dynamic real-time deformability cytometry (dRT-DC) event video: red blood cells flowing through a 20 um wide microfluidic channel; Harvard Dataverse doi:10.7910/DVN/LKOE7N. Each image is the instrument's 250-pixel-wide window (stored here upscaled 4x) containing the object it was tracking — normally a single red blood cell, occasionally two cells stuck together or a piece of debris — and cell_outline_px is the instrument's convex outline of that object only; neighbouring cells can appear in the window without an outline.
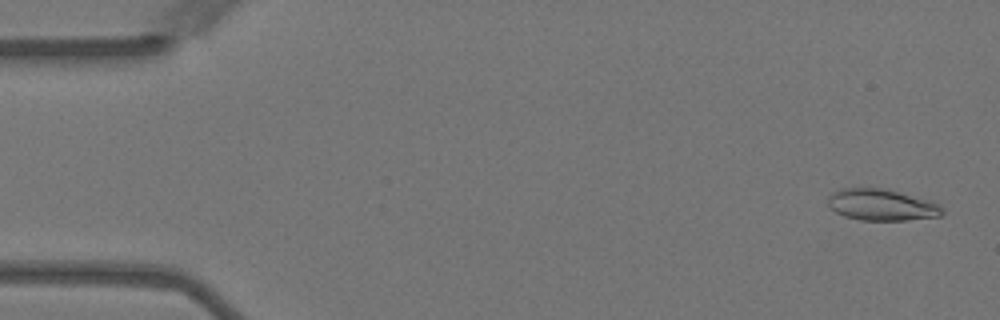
{"species": "Egyptian fruit bat (a non-hibernating species)", "species_latin": "Rousettus aegyptiacus", "temperature_condition": "warm", "stored_images_in_passage": 52, "camera_frame_rate_fps": 3000, "um_per_image_px": 0.085, "animal": {"sex": "female"}, "frame": {"image": 1, "passage_image": 1, "time_ms": 0.0, "image_size_px": [1000, 320], "cell_outline_px": [[944, 212], [940, 216], [908, 220], [860, 220], [844, 216], [828, 208], [828, 196], [832, 192], [840, 188], [888, 188], [932, 200], [940, 204], [944, 208]], "centroid_in_image_um": [74.96, 17.4], "position_along_channel_um": 10.0, "area_um2": 21.5}}
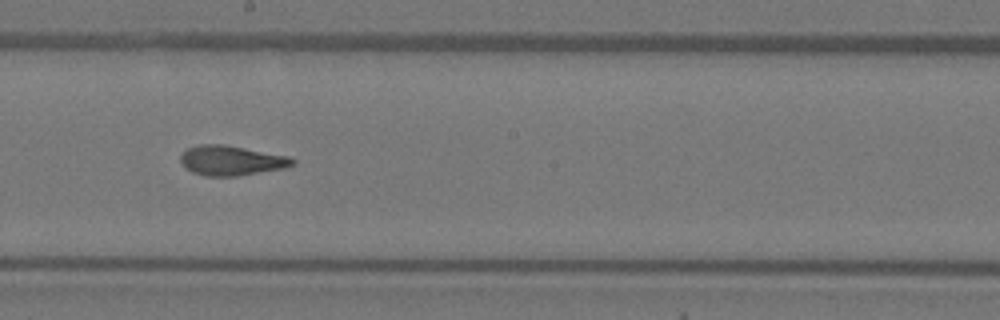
{"frame": {"image": 2, "passage_image": 30, "time_ms": 9.667, "image_size_px": [1000, 320], "cell_outline_px": [[296, 164], [284, 168], [236, 176], [204, 176], [192, 172], [180, 160], [180, 156], [188, 148], [200, 144], [224, 144], [288, 156], [296, 160]], "centroid_in_image_um": [19.69, 13.64], "position_along_channel_um": 228.5, "area_um2": 19.31}}
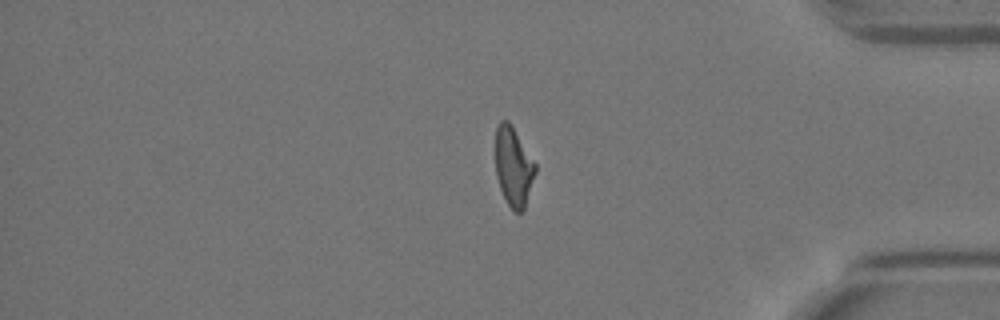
{"frame": {"image": 3, "passage_image": 46, "time_ms": 15.0, "image_size_px": [1000, 320], "cell_outline_px": [[536, 172], [524, 208], [520, 212], [512, 212], [500, 188], [496, 176], [496, 128], [500, 120], [508, 120], [536, 164]], "centroid_in_image_um": [43.64, 14.17], "position_along_channel_um": 391.6, "area_um2": 18.15}, "authors_computed_cell_mechanics": {"area_um2": 19.5942, "velocity_mm_per_s": 3.5456, "shape_relaxation_time_tau1_ms": 10.4724, "shape_relaxation_time_tau2_ms": 1.31, "deformation_change_tau1": 0.3065, "deformation_change_tau2": 0.0863}}